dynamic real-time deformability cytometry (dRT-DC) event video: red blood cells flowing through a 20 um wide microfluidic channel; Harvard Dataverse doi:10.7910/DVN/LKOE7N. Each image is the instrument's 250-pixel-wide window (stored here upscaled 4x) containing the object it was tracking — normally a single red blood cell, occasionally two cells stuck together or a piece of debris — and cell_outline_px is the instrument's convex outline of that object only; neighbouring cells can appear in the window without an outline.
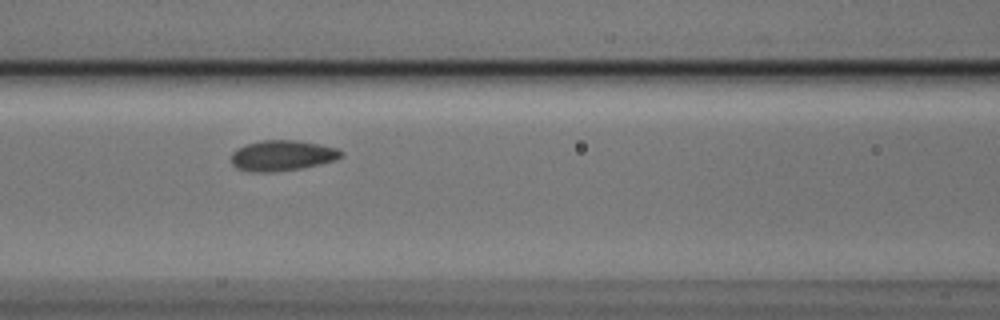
{"species": "Egyptian fruit bat (a non-hibernating species)", "species_latin": "Rousettus aegyptiacus", "temperature_condition": "cold", "stored_images_in_passage": 5, "camera_frame_rate_fps": 3000, "um_per_image_px": 0.085, "animal": {"sex": "male"}, "frame": {"image": 1, "passage_image": 4, "time_ms": 1.0, "image_size_px": [1000, 320], "cell_outline_px": [[344, 156], [336, 160], [320, 164], [300, 168], [276, 172], [248, 172], [236, 168], [232, 164], [232, 152], [236, 148], [244, 144], [260, 140], [296, 140], [336, 148], [344, 152]], "centroid_in_image_um": [23.96, 13.22], "position_along_channel_um": 142.6, "area_um2": 19.77}}
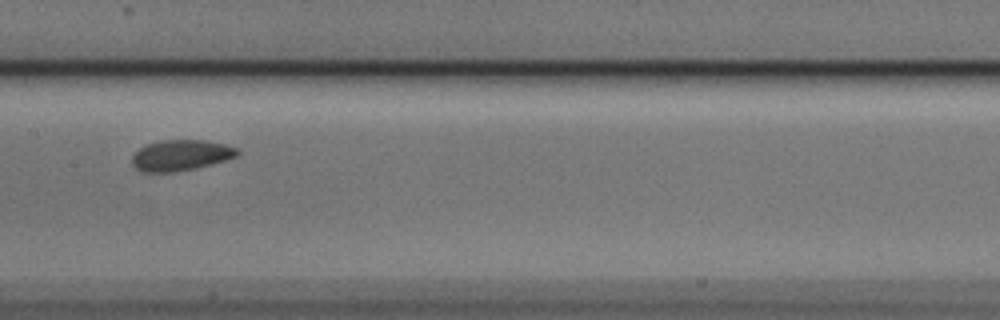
{"frame": {"image": 2, "passage_image": 5, "time_ms": 1.333, "image_size_px": [1000, 320], "cell_outline_px": [[240, 152], [236, 156], [212, 164], [196, 168], [172, 172], [140, 172], [132, 164], [132, 156], [140, 148], [148, 144], [160, 140], [204, 140], [224, 144], [236, 148]], "centroid_in_image_um": [15.35, 13.2], "position_along_channel_um": 192.1, "area_um2": 18.79}}